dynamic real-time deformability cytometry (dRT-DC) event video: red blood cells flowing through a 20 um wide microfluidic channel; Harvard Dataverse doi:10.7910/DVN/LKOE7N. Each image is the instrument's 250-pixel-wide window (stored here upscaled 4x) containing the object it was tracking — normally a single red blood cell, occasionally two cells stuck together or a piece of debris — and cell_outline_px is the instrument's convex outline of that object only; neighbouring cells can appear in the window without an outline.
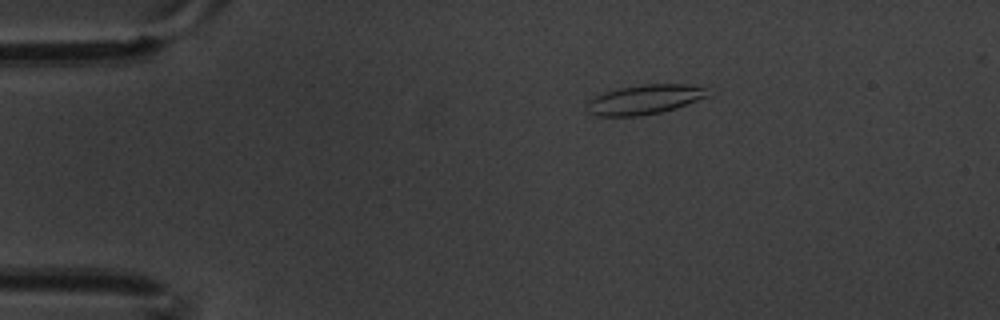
{"species": "common noctule bat (a hibernating species)", "species_latin": "Nyctalus noctula", "temperature_condition": "warm", "stored_images_in_passage": 4, "camera_frame_rate_fps": 3000, "um_per_image_px": 0.085, "animal": {"sex": "male", "body_mass_g": 20.1, "forearm_length_mm": 53.5}, "frame": {"image": 1, "passage_image": 1, "time_ms": 0.0, "image_size_px": [1000, 320], "cell_outline_px": [[708, 96], [676, 108], [660, 112], [636, 116], [596, 116], [588, 112], [588, 100], [604, 92], [620, 88], [640, 84], [684, 84], [704, 88]], "centroid_in_image_um": [54.74, 8.46], "position_along_channel_um": 30.3, "area_um2": 20.46}}
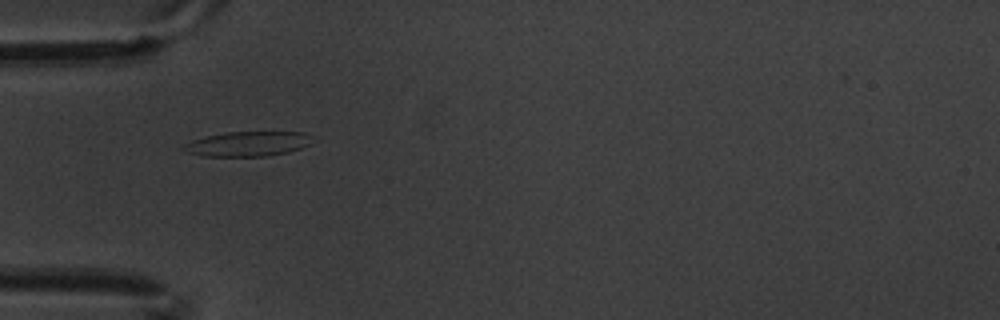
{"frame": {"image": 2, "passage_image": 3, "time_ms": 0.667, "image_size_px": [1000, 320], "cell_outline_px": [[312, 144], [288, 152], [268, 156], [200, 156], [184, 152], [180, 148], [184, 144], [192, 140], [204, 136], [228, 132], [304, 132], [308, 136]], "centroid_in_image_um": [20.98, 12.24], "position_along_channel_um": 64.0, "area_um2": 18.67}}